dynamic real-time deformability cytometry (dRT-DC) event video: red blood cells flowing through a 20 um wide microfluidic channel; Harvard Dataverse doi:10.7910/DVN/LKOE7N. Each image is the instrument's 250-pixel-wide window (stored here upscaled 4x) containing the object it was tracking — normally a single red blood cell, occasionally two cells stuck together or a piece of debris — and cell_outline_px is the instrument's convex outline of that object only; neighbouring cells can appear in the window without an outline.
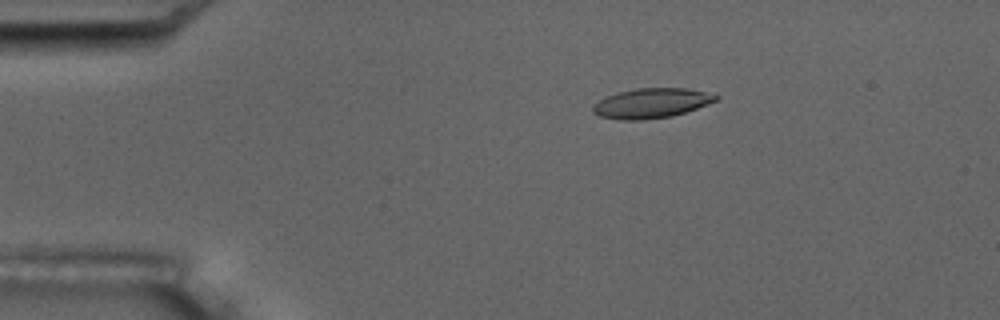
{"species": "common noctule bat (a hibernating species)", "species_latin": "Nyctalus noctula", "temperature_condition": "room temperature", "stored_images_in_passage": 4, "camera_frame_rate_fps": 3000, "um_per_image_px": 0.085, "animal": {"sex": "male", "body_mass_g": 17.5, "forearm_length_mm": 52.3}, "frame": {"image": 1, "passage_image": 3, "time_ms": 2.333, "image_size_px": [1000, 320], "cell_outline_px": [[720, 96], [716, 100], [696, 108], [672, 116], [644, 120], [620, 120], [600, 116], [592, 112], [592, 104], [604, 96], [616, 92], [636, 88], [688, 88]], "centroid_in_image_um": [55.28, 8.77], "position_along_channel_um": 29.7, "area_um2": 21.44}}